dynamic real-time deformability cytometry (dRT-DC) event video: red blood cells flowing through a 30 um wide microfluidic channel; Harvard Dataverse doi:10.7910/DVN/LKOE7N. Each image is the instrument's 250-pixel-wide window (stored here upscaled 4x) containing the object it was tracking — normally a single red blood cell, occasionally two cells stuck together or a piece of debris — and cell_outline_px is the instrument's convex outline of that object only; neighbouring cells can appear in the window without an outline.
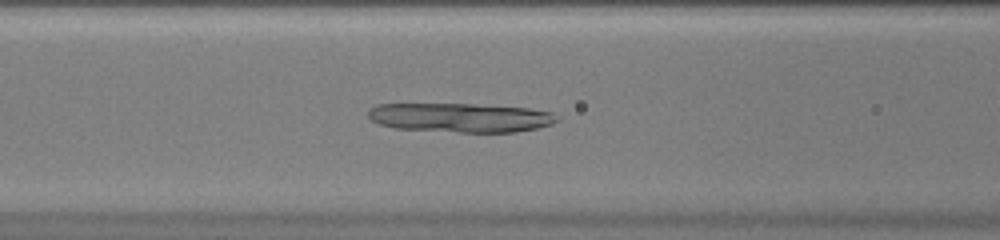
{"species": "common noctule bat (a hibernating species)", "species_latin": "Nyctalus noctula", "temperature_condition": "warm", "stored_images_in_passage": 51, "camera_frame_rate_fps": 3000, "um_per_image_px": 0.085, "animal": {"sex": "female", "body_mass_g": 20.0, "forearm_length_mm": 54.0}, "frame": {"image": 1, "passage_image": 22, "time_ms": 7.0, "image_size_px": [1000, 240], "cell_outline_px": [[560, 120], [552, 124], [536, 128], [516, 132], [460, 132], [396, 128], [380, 124], [372, 120], [368, 116], [368, 108], [376, 104], [476, 104], [528, 108], [552, 112]], "centroid_in_image_um": [39.14, 9.99], "position_along_channel_um": 127.5, "area_um2": 32.08}}
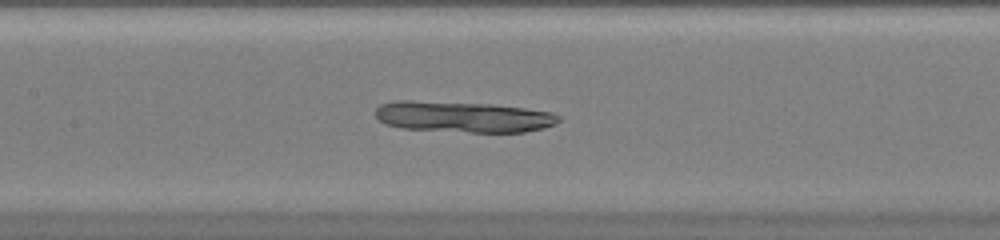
{"frame": {"image": 2, "passage_image": 25, "time_ms": 8.0, "image_size_px": [1000, 240], "cell_outline_px": [[560, 120], [544, 128], [524, 132], [472, 132], [400, 128], [384, 124], [376, 116], [376, 108], [380, 104], [396, 100], [412, 100], [492, 104], [524, 108], [552, 112], [560, 116]], "centroid_in_image_um": [39.33, 9.92], "position_along_channel_um": 168.1, "area_um2": 33.12}}